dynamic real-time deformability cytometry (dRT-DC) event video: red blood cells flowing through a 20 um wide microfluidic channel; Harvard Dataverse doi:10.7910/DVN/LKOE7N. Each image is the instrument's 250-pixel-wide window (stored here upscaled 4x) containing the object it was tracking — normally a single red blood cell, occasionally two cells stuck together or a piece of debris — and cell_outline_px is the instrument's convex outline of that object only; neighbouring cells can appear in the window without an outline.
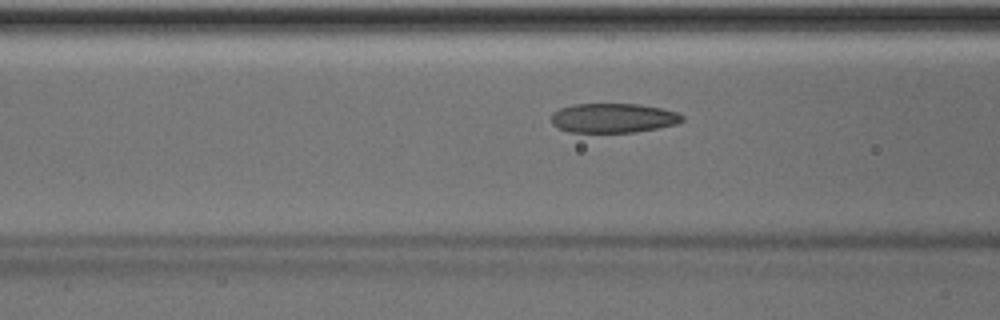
{"species": "Egyptian fruit bat (a non-hibernating species)", "species_latin": "Rousettus aegyptiacus", "temperature_condition": "room temperature", "stored_images_in_passage": 33, "camera_frame_rate_fps": 3000, "um_per_image_px": 0.085, "animal": {"sex": "male"}, "frame": {"image": 1, "passage_image": 6, "time_ms": 1.667, "image_size_px": [1000, 320], "cell_outline_px": [[684, 120], [676, 124], [656, 128], [632, 132], [568, 132], [552, 124], [552, 112], [560, 108], [572, 104], [640, 104], [660, 108], [676, 112], [684, 116]], "centroid_in_image_um": [52.11, 10.02], "position_along_channel_um": 114.5, "area_um2": 22.37}}
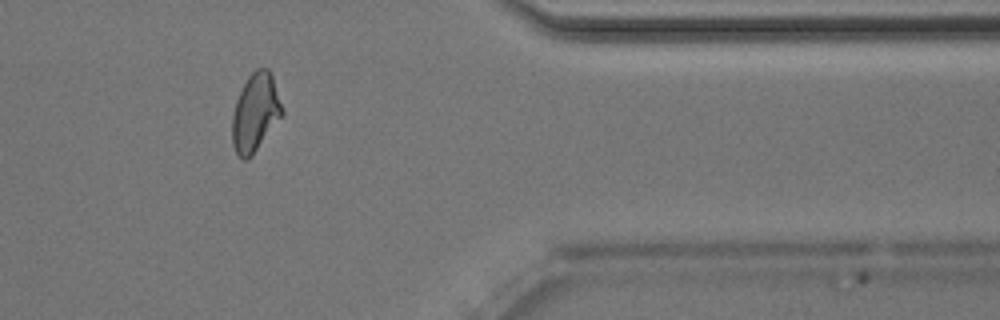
{"frame": {"image": 2, "passage_image": 28, "time_ms": 9.0, "image_size_px": [1000, 320], "cell_outline_px": [[284, 112], [252, 156], [248, 160], [244, 160], [236, 152], [232, 144], [232, 116], [236, 100], [248, 76], [256, 68], [268, 68], [272, 72]], "centroid_in_image_um": [21.7, 9.55], "position_along_channel_um": 389.7, "area_um2": 22.66}, "authors_computed_cell_mechanics": {"area_um2": 22.3108, "velocity_mm_per_s": 4.0044, "shape_relaxation_time_tau1_ms": 10.5179, "shape_relaxation_time_tau2_ms": 1.799, "deformation_change_tau1": 0.2525, "deformation_change_tau2": 0.0855}}